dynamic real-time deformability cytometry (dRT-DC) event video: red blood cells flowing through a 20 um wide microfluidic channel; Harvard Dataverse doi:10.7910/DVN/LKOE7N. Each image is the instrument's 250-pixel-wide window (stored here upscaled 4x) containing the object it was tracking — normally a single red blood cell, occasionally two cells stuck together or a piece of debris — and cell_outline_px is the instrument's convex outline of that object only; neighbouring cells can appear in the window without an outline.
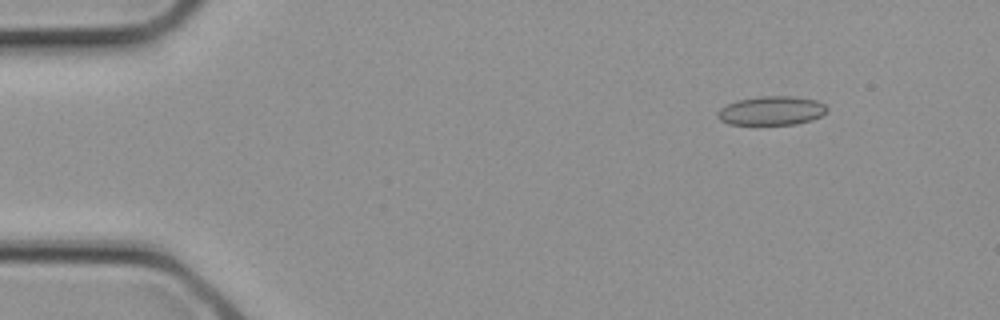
{"species": "common noctule bat (a hibernating species)", "species_latin": "Nyctalus noctula", "temperature_condition": "cold", "stored_images_in_passage": 2, "camera_frame_rate_fps": 3000, "um_per_image_px": 0.085, "animal": {"sex": "female", "body_mass_g": 21.9}, "frame": {"image": 1, "passage_image": 2, "time_ms": 0.333, "image_size_px": [1000, 320], "cell_outline_px": [[828, 112], [812, 120], [796, 124], [728, 124], [720, 120], [716, 116], [716, 112], [720, 108], [736, 100], [760, 96], [792, 96], [816, 100], [824, 104], [828, 108]], "centroid_in_image_um": [65.57, 9.4], "position_along_channel_um": 19.4, "area_um2": 18.55}}